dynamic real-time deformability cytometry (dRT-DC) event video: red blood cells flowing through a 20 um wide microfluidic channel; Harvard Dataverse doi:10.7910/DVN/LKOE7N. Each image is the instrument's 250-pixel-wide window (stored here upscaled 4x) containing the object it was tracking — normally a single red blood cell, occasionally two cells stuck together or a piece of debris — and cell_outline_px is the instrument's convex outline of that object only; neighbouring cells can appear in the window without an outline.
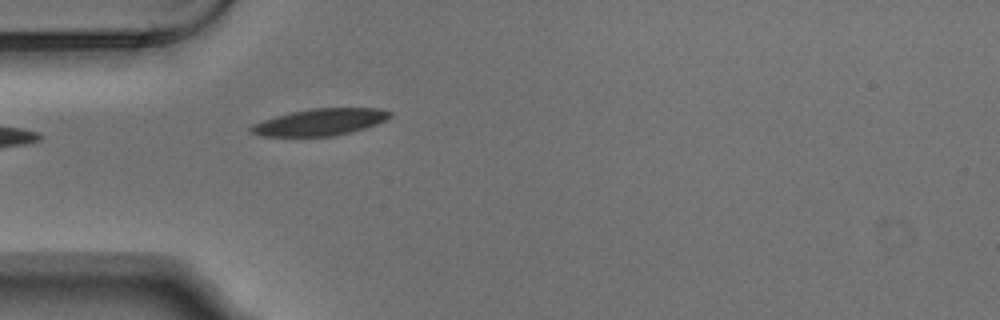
{"species": "Egyptian fruit bat (a non-hibernating species)", "species_latin": "Rousettus aegyptiacus", "temperature_condition": "warm", "stored_images_in_passage": 3, "camera_frame_rate_fps": 3000, "um_per_image_px": 0.085, "animal": {"sex": "male"}, "frame": {"image": 1, "passage_image": 3, "time_ms": 0.667, "image_size_px": [1000, 320], "cell_outline_px": [[392, 116], [388, 120], [352, 132], [332, 136], [260, 136], [248, 132], [248, 128], [252, 124], [288, 112], [312, 108], [380, 108], [392, 112]], "centroid_in_image_um": [27.2, 10.37], "position_along_channel_um": 57.8, "area_um2": 21.91}}